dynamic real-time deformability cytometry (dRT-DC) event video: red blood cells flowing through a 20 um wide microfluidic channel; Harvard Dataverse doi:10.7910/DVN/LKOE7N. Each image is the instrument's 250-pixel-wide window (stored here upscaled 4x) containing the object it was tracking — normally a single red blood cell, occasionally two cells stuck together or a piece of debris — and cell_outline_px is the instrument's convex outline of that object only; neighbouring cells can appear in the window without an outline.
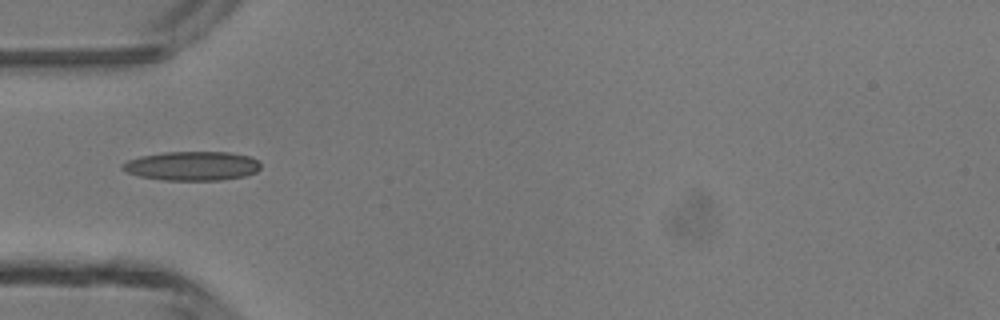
{"species": "common noctule bat (a hibernating species)", "species_latin": "Nyctalus noctula", "temperature_condition": "room temperature", "stored_images_in_passage": 33, "camera_frame_rate_fps": 3000, "um_per_image_px": 0.085, "animal": {"sex": "male", "body_mass_g": 13.3}, "frame": {"image": 1, "passage_image": 1, "time_ms": 0.0, "image_size_px": [1000, 320], "cell_outline_px": [[260, 168], [256, 172], [244, 176], [220, 180], [160, 180], [140, 176], [128, 172], [120, 168], [120, 164], [128, 160], [140, 156], [164, 152], [228, 152], [252, 156], [260, 164]], "centroid_in_image_um": [16.32, 14.1], "position_along_channel_um": 68.7, "area_um2": 23.52}}
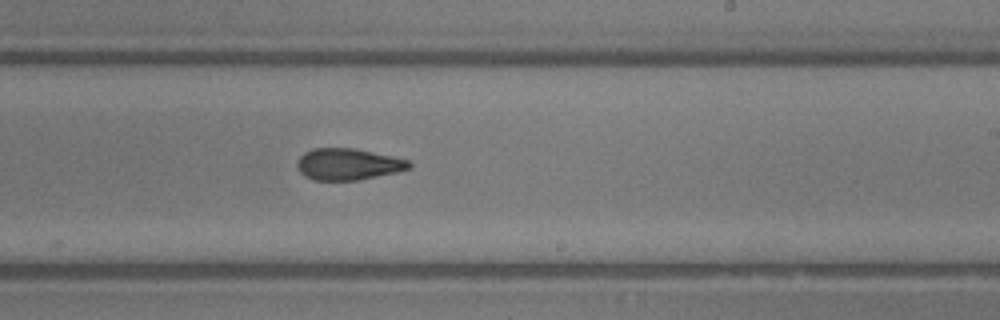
{"frame": {"image": 2, "passage_image": 14, "time_ms": 4.333, "image_size_px": [1000, 320], "cell_outline_px": [[412, 168], [396, 172], [360, 180], [312, 180], [304, 176], [296, 168], [296, 160], [304, 152], [312, 148], [356, 148], [392, 156], [408, 160], [412, 164]], "centroid_in_image_um": [29.55, 13.95], "position_along_channel_um": 259.4, "area_um2": 20.87}}
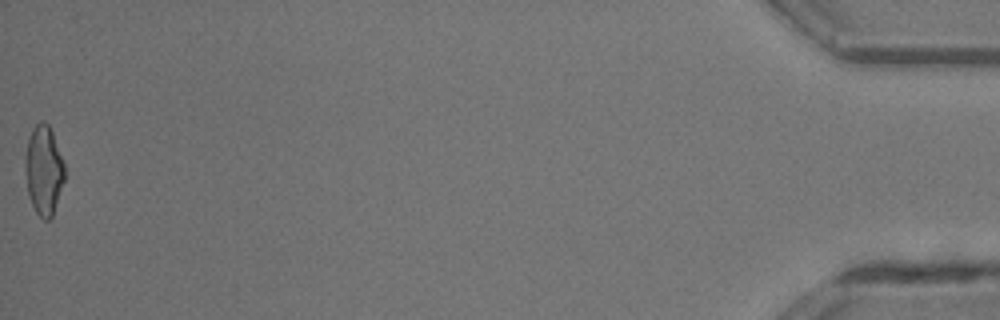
{"frame": {"image": 3, "passage_image": 33, "time_ms": 10.667, "image_size_px": [1000, 320], "cell_outline_px": [[64, 180], [52, 216], [48, 220], [44, 220], [36, 212], [28, 196], [24, 160], [28, 140], [32, 128], [40, 120], [44, 120], [48, 124], [52, 132], [64, 160]], "centroid_in_image_um": [3.71, 14.44], "position_along_channel_um": 431.5, "area_um2": 20.52}, "authors_computed_cell_mechanics": {"area_um2": 20.8658, "velocity_mm_per_s": 4.3856, "shape_relaxation_time_tau1_ms": 7.4808, "shape_relaxation_time_tau2_ms": 2.4576, "deformation_change_tau1": 0.1978, "deformation_change_tau2": 0.1053}}